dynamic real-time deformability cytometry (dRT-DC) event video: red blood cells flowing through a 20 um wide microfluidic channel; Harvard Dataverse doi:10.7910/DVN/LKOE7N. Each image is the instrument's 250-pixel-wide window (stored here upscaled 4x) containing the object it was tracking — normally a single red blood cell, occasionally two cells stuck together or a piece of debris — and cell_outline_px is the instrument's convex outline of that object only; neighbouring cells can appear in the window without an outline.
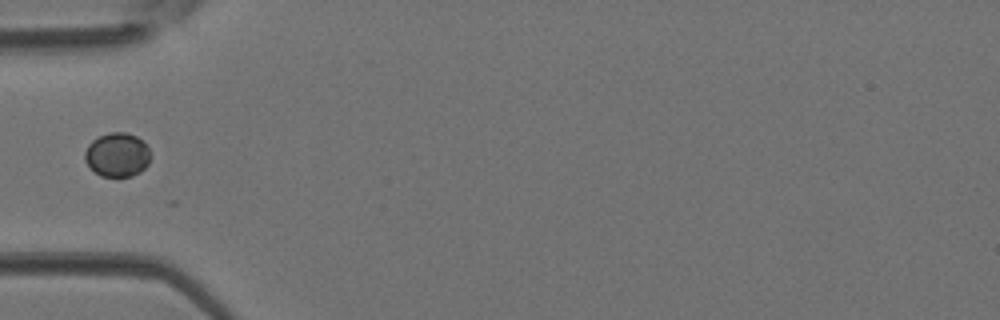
{"species": "Egyptian fruit bat (a non-hibernating species)", "species_latin": "Rousettus aegyptiacus", "temperature_condition": "room temperature", "stored_images_in_passage": 1, "camera_frame_rate_fps": 3000, "um_per_image_px": 0.085, "animal": {"sex": "female"}, "frame": {"image": 1, "passage_image": 1, "time_ms": 0.0, "image_size_px": [1000, 320], "cell_outline_px": [[148, 164], [140, 172], [132, 176], [100, 176], [84, 160], [84, 152], [88, 144], [92, 140], [108, 132], [124, 132], [136, 136], [148, 148]], "centroid_in_image_um": [9.93, 13.15], "position_along_channel_um": 75.1, "area_um2": 16.59}}